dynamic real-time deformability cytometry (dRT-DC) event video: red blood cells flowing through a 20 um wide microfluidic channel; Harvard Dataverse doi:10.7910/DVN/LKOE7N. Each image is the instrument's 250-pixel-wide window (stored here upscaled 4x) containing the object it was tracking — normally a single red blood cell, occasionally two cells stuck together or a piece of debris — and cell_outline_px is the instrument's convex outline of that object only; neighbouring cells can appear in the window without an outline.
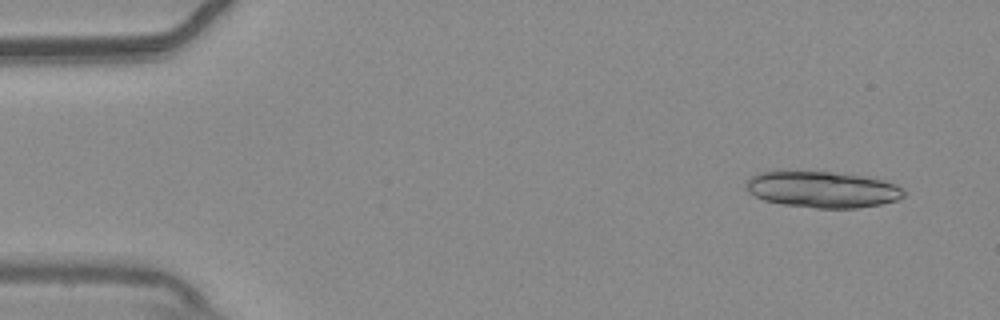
{"species": "common noctule bat (a hibernating species)", "species_latin": "Nyctalus noctula", "temperature_condition": "warm", "stored_images_in_passage": 25, "camera_frame_rate_fps": 3000, "um_per_image_px": 0.085, "animal": {"sex": "male", "body_mass_g": 20.4}, "frame": {"image": 1, "passage_image": 4, "time_ms": 1.0, "image_size_px": [1000, 320], "cell_outline_px": [[908, 192], [904, 196], [896, 200], [880, 204], [856, 208], [816, 208], [784, 204], [764, 200], [748, 192], [744, 184], [756, 172], [776, 168], [832, 172], [864, 176], [884, 180], [896, 184], [904, 188]], "centroid_in_image_um": [69.86, 16.06], "position_along_channel_um": 15.1, "area_um2": 34.39}}